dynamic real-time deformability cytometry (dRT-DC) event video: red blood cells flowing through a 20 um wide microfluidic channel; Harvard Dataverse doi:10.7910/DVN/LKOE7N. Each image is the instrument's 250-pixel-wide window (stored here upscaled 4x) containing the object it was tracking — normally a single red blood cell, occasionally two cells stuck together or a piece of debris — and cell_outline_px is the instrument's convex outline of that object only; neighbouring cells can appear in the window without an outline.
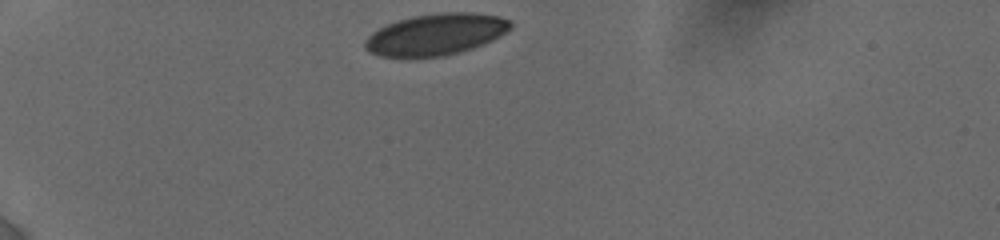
{"species": "human", "species_latin": "Homo sapiens", "temperature_condition": "cold", "stored_images_in_passage": 12, "camera_frame_rate_fps": 3000, "um_per_image_px": 0.085, "donor": {"sex": "female"}, "frame": {"image": 1, "passage_image": 1, "time_ms": 0.0, "image_size_px": [1000, 240], "cell_outline_px": [[512, 28], [500, 36], [484, 44], [472, 48], [444, 56], [412, 60], [404, 60], [380, 56], [368, 52], [364, 48], [364, 40], [376, 28], [412, 16], [440, 12], [472, 12], [500, 16], [508, 20], [512, 24]], "centroid_in_image_um": [36.98, 2.97], "position_along_channel_um": 48.0, "area_um2": 36.18}}
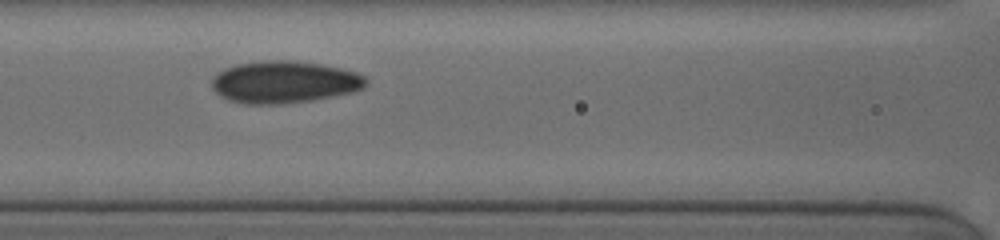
{"frame": {"image": 2, "passage_image": 9, "time_ms": 3.667, "image_size_px": [1000, 240], "cell_outline_px": [[368, 84], [364, 88], [352, 92], [312, 100], [276, 104], [244, 104], [228, 100], [216, 92], [212, 88], [212, 76], [216, 72], [224, 68], [236, 64], [264, 60], [288, 60], [320, 64], [340, 68], [356, 72], [364, 76], [368, 80]], "centroid_in_image_um": [24.14, 6.97], "position_along_channel_um": 142.5, "area_um2": 37.97}}
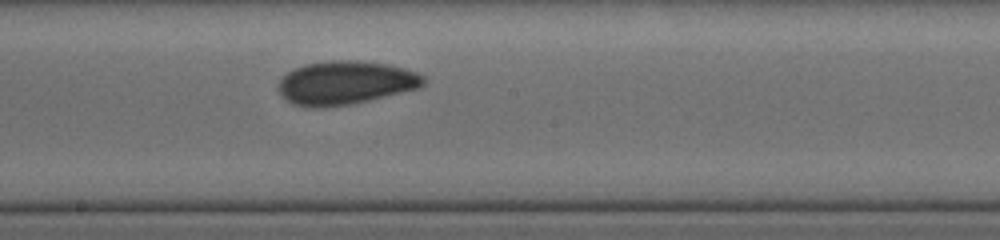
{"frame": {"image": 3, "passage_image": 12, "time_ms": 5.667, "image_size_px": [1000, 240], "cell_outline_px": [[428, 80], [420, 88], [352, 104], [320, 108], [308, 108], [292, 104], [280, 96], [276, 88], [280, 80], [288, 72], [304, 64], [328, 60], [356, 60], [388, 64], [404, 68], [416, 72], [424, 76]], "centroid_in_image_um": [29.35, 7.04], "position_along_channel_um": 218.9, "area_um2": 37.34}}